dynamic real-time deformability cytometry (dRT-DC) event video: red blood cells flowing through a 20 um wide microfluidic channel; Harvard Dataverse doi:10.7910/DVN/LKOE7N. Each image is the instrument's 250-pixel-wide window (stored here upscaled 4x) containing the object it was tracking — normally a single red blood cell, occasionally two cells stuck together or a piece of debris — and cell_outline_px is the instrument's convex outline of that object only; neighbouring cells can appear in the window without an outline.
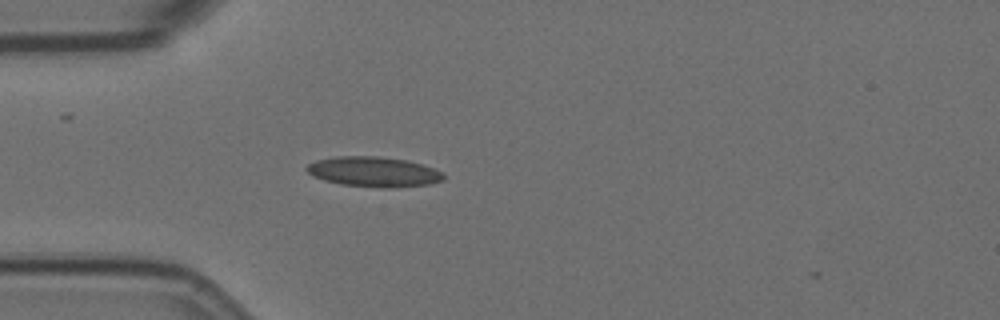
{"species": "Egyptian fruit bat (a non-hibernating species)", "species_latin": "Rousettus aegyptiacus", "temperature_condition": "room temperature", "stored_images_in_passage": 4, "camera_frame_rate_fps": 3000, "um_per_image_px": 0.085, "animal": {"sex": "female"}, "frame": {"image": 1, "passage_image": 3, "time_ms": 0.667, "image_size_px": [1000, 320], "cell_outline_px": [[444, 180], [432, 184], [392, 188], [380, 188], [340, 184], [324, 180], [312, 176], [304, 168], [308, 164], [316, 160], [336, 156], [376, 156], [404, 160], [424, 164], [444, 172]], "centroid_in_image_um": [31.79, 14.61], "position_along_channel_um": 53.2, "area_um2": 24.28}}